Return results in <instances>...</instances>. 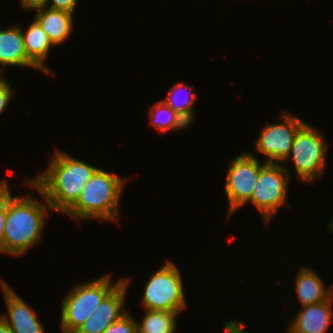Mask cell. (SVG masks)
<instances>
[{"label": "cell", "instance_id": "obj_1", "mask_svg": "<svg viewBox=\"0 0 333 333\" xmlns=\"http://www.w3.org/2000/svg\"><path fill=\"white\" fill-rule=\"evenodd\" d=\"M66 152L55 150L47 169L29 179L45 196L53 211L65 213L98 169Z\"/></svg>", "mask_w": 333, "mask_h": 333}, {"label": "cell", "instance_id": "obj_2", "mask_svg": "<svg viewBox=\"0 0 333 333\" xmlns=\"http://www.w3.org/2000/svg\"><path fill=\"white\" fill-rule=\"evenodd\" d=\"M28 186L36 189L45 200H36L27 194L24 197L12 196L7 183V216L4 226L5 253L21 256L33 245L38 244L44 230L48 209L52 211L44 194L28 179ZM35 199V200H34Z\"/></svg>", "mask_w": 333, "mask_h": 333}, {"label": "cell", "instance_id": "obj_3", "mask_svg": "<svg viewBox=\"0 0 333 333\" xmlns=\"http://www.w3.org/2000/svg\"><path fill=\"white\" fill-rule=\"evenodd\" d=\"M125 183L120 176L98 168L65 214L78 221L88 218L117 221L120 194Z\"/></svg>", "mask_w": 333, "mask_h": 333}, {"label": "cell", "instance_id": "obj_4", "mask_svg": "<svg viewBox=\"0 0 333 333\" xmlns=\"http://www.w3.org/2000/svg\"><path fill=\"white\" fill-rule=\"evenodd\" d=\"M109 274L74 286L63 298L61 308L62 333L76 330L95 312L102 300L123 280L110 283Z\"/></svg>", "mask_w": 333, "mask_h": 333}, {"label": "cell", "instance_id": "obj_5", "mask_svg": "<svg viewBox=\"0 0 333 333\" xmlns=\"http://www.w3.org/2000/svg\"><path fill=\"white\" fill-rule=\"evenodd\" d=\"M174 263L166 261L149 277L142 296L144 310L181 312L186 308L183 281Z\"/></svg>", "mask_w": 333, "mask_h": 333}, {"label": "cell", "instance_id": "obj_6", "mask_svg": "<svg viewBox=\"0 0 333 333\" xmlns=\"http://www.w3.org/2000/svg\"><path fill=\"white\" fill-rule=\"evenodd\" d=\"M321 132L305 123L296 133L290 154L284 161L293 159L296 176L303 182L316 181L324 173L327 142Z\"/></svg>", "mask_w": 333, "mask_h": 333}, {"label": "cell", "instance_id": "obj_7", "mask_svg": "<svg viewBox=\"0 0 333 333\" xmlns=\"http://www.w3.org/2000/svg\"><path fill=\"white\" fill-rule=\"evenodd\" d=\"M282 163H261L258 180L255 184L251 203L262 214L263 223L268 224L278 210L288 205L287 189L290 174L287 167Z\"/></svg>", "mask_w": 333, "mask_h": 333}, {"label": "cell", "instance_id": "obj_8", "mask_svg": "<svg viewBox=\"0 0 333 333\" xmlns=\"http://www.w3.org/2000/svg\"><path fill=\"white\" fill-rule=\"evenodd\" d=\"M260 170L261 163L251 153L239 154L231 160L225 184L229 204L227 219L251 199Z\"/></svg>", "mask_w": 333, "mask_h": 333}, {"label": "cell", "instance_id": "obj_9", "mask_svg": "<svg viewBox=\"0 0 333 333\" xmlns=\"http://www.w3.org/2000/svg\"><path fill=\"white\" fill-rule=\"evenodd\" d=\"M280 119L283 123L266 124L255 143V150L267 156L265 162L268 163H283L286 160L296 133L306 123L289 112L282 114Z\"/></svg>", "mask_w": 333, "mask_h": 333}, {"label": "cell", "instance_id": "obj_10", "mask_svg": "<svg viewBox=\"0 0 333 333\" xmlns=\"http://www.w3.org/2000/svg\"><path fill=\"white\" fill-rule=\"evenodd\" d=\"M129 283L130 278H123L75 333H103L112 323L122 317L126 313L124 303Z\"/></svg>", "mask_w": 333, "mask_h": 333}, {"label": "cell", "instance_id": "obj_11", "mask_svg": "<svg viewBox=\"0 0 333 333\" xmlns=\"http://www.w3.org/2000/svg\"><path fill=\"white\" fill-rule=\"evenodd\" d=\"M1 281V289L7 306V314L0 316L8 324L12 333H44V325L38 320L36 311L32 310L14 290Z\"/></svg>", "mask_w": 333, "mask_h": 333}, {"label": "cell", "instance_id": "obj_12", "mask_svg": "<svg viewBox=\"0 0 333 333\" xmlns=\"http://www.w3.org/2000/svg\"><path fill=\"white\" fill-rule=\"evenodd\" d=\"M333 294L317 304L302 306L288 327L289 333H325L333 321Z\"/></svg>", "mask_w": 333, "mask_h": 333}, {"label": "cell", "instance_id": "obj_13", "mask_svg": "<svg viewBox=\"0 0 333 333\" xmlns=\"http://www.w3.org/2000/svg\"><path fill=\"white\" fill-rule=\"evenodd\" d=\"M0 75L7 66L30 67L39 69L25 52L22 28L19 25H12L0 30Z\"/></svg>", "mask_w": 333, "mask_h": 333}, {"label": "cell", "instance_id": "obj_14", "mask_svg": "<svg viewBox=\"0 0 333 333\" xmlns=\"http://www.w3.org/2000/svg\"><path fill=\"white\" fill-rule=\"evenodd\" d=\"M36 12L34 19L40 24L55 46L62 44L72 33L73 14L48 7L38 9Z\"/></svg>", "mask_w": 333, "mask_h": 333}, {"label": "cell", "instance_id": "obj_15", "mask_svg": "<svg viewBox=\"0 0 333 333\" xmlns=\"http://www.w3.org/2000/svg\"><path fill=\"white\" fill-rule=\"evenodd\" d=\"M298 270L294 285L302 306L326 301L333 294V288L326 289L315 270L304 265Z\"/></svg>", "mask_w": 333, "mask_h": 333}, {"label": "cell", "instance_id": "obj_16", "mask_svg": "<svg viewBox=\"0 0 333 333\" xmlns=\"http://www.w3.org/2000/svg\"><path fill=\"white\" fill-rule=\"evenodd\" d=\"M23 42L27 57L39 68L40 71L46 74L54 75L52 71L45 65L50 52L51 45L54 46L48 35L42 29L40 24L34 19L29 24L28 29L23 33Z\"/></svg>", "mask_w": 333, "mask_h": 333}, {"label": "cell", "instance_id": "obj_17", "mask_svg": "<svg viewBox=\"0 0 333 333\" xmlns=\"http://www.w3.org/2000/svg\"><path fill=\"white\" fill-rule=\"evenodd\" d=\"M149 107V119L154 128L160 132L180 131L190 125L181 115L169 107L163 100Z\"/></svg>", "mask_w": 333, "mask_h": 333}, {"label": "cell", "instance_id": "obj_18", "mask_svg": "<svg viewBox=\"0 0 333 333\" xmlns=\"http://www.w3.org/2000/svg\"><path fill=\"white\" fill-rule=\"evenodd\" d=\"M180 90L186 92L185 95H187V98H181L182 96L179 95ZM195 92V89L189 87V85L175 83L169 89L166 99L163 100L169 107L181 115L190 124V126L195 119L193 104L198 98Z\"/></svg>", "mask_w": 333, "mask_h": 333}, {"label": "cell", "instance_id": "obj_19", "mask_svg": "<svg viewBox=\"0 0 333 333\" xmlns=\"http://www.w3.org/2000/svg\"><path fill=\"white\" fill-rule=\"evenodd\" d=\"M141 323L137 322L138 333H175L177 312L145 310Z\"/></svg>", "mask_w": 333, "mask_h": 333}, {"label": "cell", "instance_id": "obj_20", "mask_svg": "<svg viewBox=\"0 0 333 333\" xmlns=\"http://www.w3.org/2000/svg\"><path fill=\"white\" fill-rule=\"evenodd\" d=\"M103 333H138L136 320L126 312L112 323Z\"/></svg>", "mask_w": 333, "mask_h": 333}, {"label": "cell", "instance_id": "obj_21", "mask_svg": "<svg viewBox=\"0 0 333 333\" xmlns=\"http://www.w3.org/2000/svg\"><path fill=\"white\" fill-rule=\"evenodd\" d=\"M7 216V181H0V253H5L4 226ZM4 252V253H3Z\"/></svg>", "mask_w": 333, "mask_h": 333}, {"label": "cell", "instance_id": "obj_22", "mask_svg": "<svg viewBox=\"0 0 333 333\" xmlns=\"http://www.w3.org/2000/svg\"><path fill=\"white\" fill-rule=\"evenodd\" d=\"M10 85L11 84L0 75V115L5 111L13 95V90Z\"/></svg>", "mask_w": 333, "mask_h": 333}, {"label": "cell", "instance_id": "obj_23", "mask_svg": "<svg viewBox=\"0 0 333 333\" xmlns=\"http://www.w3.org/2000/svg\"><path fill=\"white\" fill-rule=\"evenodd\" d=\"M50 3V5H48ZM77 0H48L47 7L54 10H62L71 14L75 13Z\"/></svg>", "mask_w": 333, "mask_h": 333}, {"label": "cell", "instance_id": "obj_24", "mask_svg": "<svg viewBox=\"0 0 333 333\" xmlns=\"http://www.w3.org/2000/svg\"><path fill=\"white\" fill-rule=\"evenodd\" d=\"M48 0H20L23 9L36 11L47 7Z\"/></svg>", "mask_w": 333, "mask_h": 333}, {"label": "cell", "instance_id": "obj_25", "mask_svg": "<svg viewBox=\"0 0 333 333\" xmlns=\"http://www.w3.org/2000/svg\"><path fill=\"white\" fill-rule=\"evenodd\" d=\"M0 333H12L8 324L0 316Z\"/></svg>", "mask_w": 333, "mask_h": 333}, {"label": "cell", "instance_id": "obj_26", "mask_svg": "<svg viewBox=\"0 0 333 333\" xmlns=\"http://www.w3.org/2000/svg\"><path fill=\"white\" fill-rule=\"evenodd\" d=\"M332 221L329 222L328 230H330L333 233V218L331 219Z\"/></svg>", "mask_w": 333, "mask_h": 333}]
</instances>
